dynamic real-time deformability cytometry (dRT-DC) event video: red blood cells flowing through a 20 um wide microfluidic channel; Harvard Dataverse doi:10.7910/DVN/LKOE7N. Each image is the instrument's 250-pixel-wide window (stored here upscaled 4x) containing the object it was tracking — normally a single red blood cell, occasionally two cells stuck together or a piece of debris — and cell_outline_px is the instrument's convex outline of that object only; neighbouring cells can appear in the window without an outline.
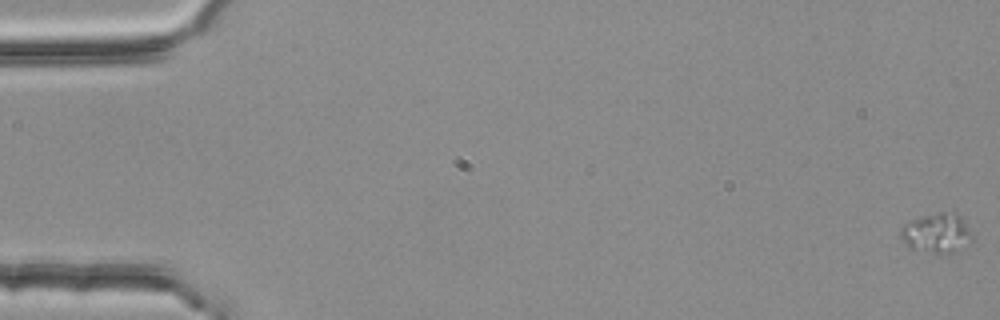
{"species": "common noctule bat (a hibernating species)", "species_latin": "Nyctalus noctula", "temperature_condition": "room temperature", "stored_images_in_passage": 58, "camera_frame_rate_fps": 3000, "um_per_image_px": 0.085, "animal": {"sex": "female", "body_mass_g": 25.1}, "frame": {"image": 1, "passage_image": 1, "time_ms": 0.0, "image_size_px": [1000, 320], "cell_outline_px": [[972, 240], [952, 252], [940, 256], [936, 256], [908, 248], [900, 236], [900, 228], [904, 224], [920, 216], [940, 212], [956, 212], [960, 216], [972, 232]], "centroid_in_image_um": [79.58, 19.84], "position_along_channel_um": 5.4, "area_um2": 16.94}, "authors_computed_cell_mechanics": {"area_um2": 10.2595, "velocity_mm_per_s": 3.663, "shape_relaxation_time_tau1_ms": 2.4277, "shape_relaxation_time_tau2_ms": 1.8614, "deformation_change_tau1": 0.0506, "deformation_change_tau2": null}}